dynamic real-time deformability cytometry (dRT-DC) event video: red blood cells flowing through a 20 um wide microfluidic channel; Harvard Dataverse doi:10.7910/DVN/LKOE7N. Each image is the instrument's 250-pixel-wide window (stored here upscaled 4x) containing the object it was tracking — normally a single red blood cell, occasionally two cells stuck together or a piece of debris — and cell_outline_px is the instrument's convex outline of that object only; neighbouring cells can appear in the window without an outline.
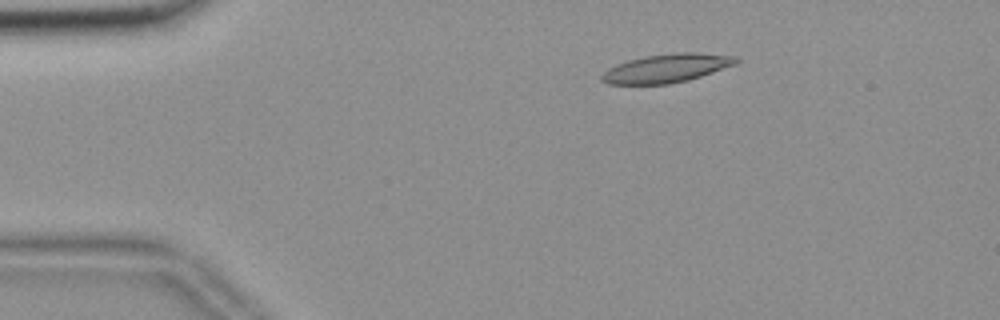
{"species": "common noctule bat (a hibernating species)", "species_latin": "Nyctalus noctula", "temperature_condition": "room temperature", "stored_images_in_passage": 50, "camera_frame_rate_fps": 3000, "um_per_image_px": 0.085, "animal": {"sex": "female", "body_mass_g": 18.4}, "frame": {"image": 1, "passage_image": 4, "time_ms": 1.0, "image_size_px": [1000, 320], "cell_outline_px": [[740, 60], [736, 64], [688, 80], [668, 84], [608, 84], [600, 80], [600, 76], [608, 68], [616, 64], [628, 60], [644, 56], [676, 52], [692, 52], [736, 56]], "centroid_in_image_um": [56.63, 5.79], "position_along_channel_um": 28.4, "area_um2": 22.37}}
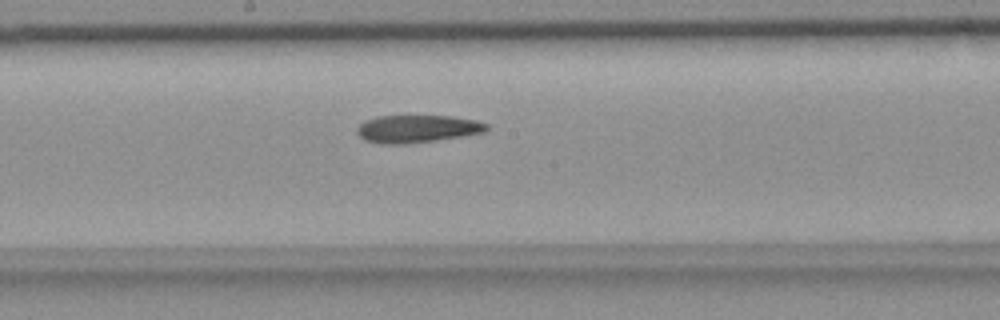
{"frame": {"image": 2, "passage_image": 24, "time_ms": 7.667, "image_size_px": [1000, 320], "cell_outline_px": [[488, 128], [484, 132], [436, 140], [404, 144], [380, 144], [364, 140], [356, 132], [356, 128], [364, 120], [376, 116], [448, 116], [476, 120], [488, 124]], "centroid_in_image_um": [35.4, 10.95], "position_along_channel_um": 212.8, "area_um2": 20.81}}
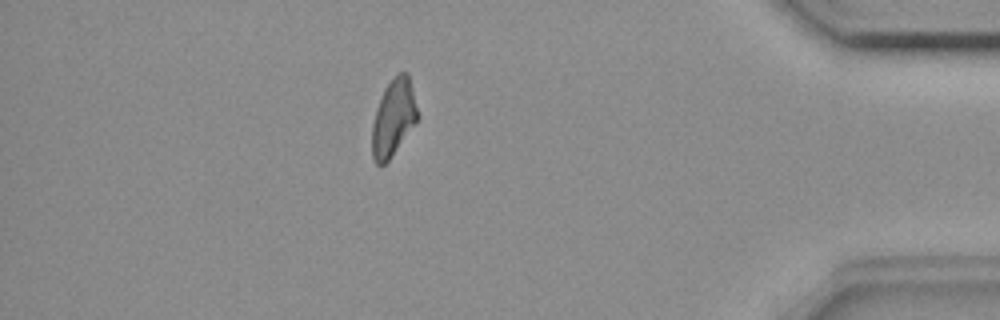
{"frame": {"image": 3, "passage_image": 43, "time_ms": 14.0, "image_size_px": [1000, 320], "cell_outline_px": [[420, 116], [388, 160], [384, 164], [376, 164], [372, 156], [372, 124], [376, 108], [384, 88], [396, 72], [408, 72]], "centroid_in_image_um": [33.44, 9.94], "position_along_channel_um": 401.8, "area_um2": 20.35}}